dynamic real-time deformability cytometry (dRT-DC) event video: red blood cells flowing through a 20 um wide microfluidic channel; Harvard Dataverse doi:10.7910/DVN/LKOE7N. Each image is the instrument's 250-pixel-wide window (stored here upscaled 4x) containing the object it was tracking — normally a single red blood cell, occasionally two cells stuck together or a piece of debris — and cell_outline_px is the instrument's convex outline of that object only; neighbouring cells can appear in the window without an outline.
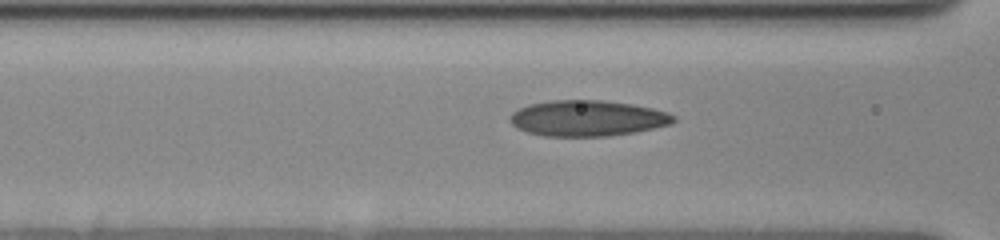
{"species": "human", "species_latin": "Homo sapiens", "temperature_condition": "cold", "stored_images_in_passage": 41, "camera_frame_rate_fps": 3000, "um_per_image_px": 0.085, "donor": {"sex": "female"}, "frame": {"image": 1, "passage_image": 14, "time_ms": 4.333, "image_size_px": [1000, 240], "cell_outline_px": [[676, 120], [672, 124], [636, 132], [608, 136], [544, 136], [528, 132], [516, 128], [508, 120], [508, 116], [512, 112], [528, 104], [552, 100], [604, 100], [632, 104], [652, 108], [668, 112], [676, 116]], "centroid_in_image_um": [49.93, 10.05], "position_along_channel_um": 116.7, "area_um2": 34.45}}
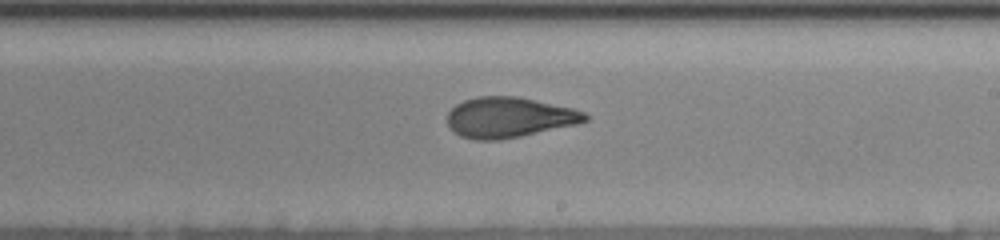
{"frame": {"image": 2, "passage_image": 25, "time_ms": 8.0, "image_size_px": [1000, 240], "cell_outline_px": [[588, 120], [576, 124], [520, 136], [500, 140], [472, 140], [460, 136], [448, 124], [448, 112], [456, 104], [464, 100], [476, 96], [516, 96], [572, 108], [584, 112], [588, 116]], "centroid_in_image_um": [43.25, 9.98], "position_along_channel_um": 245.8, "area_um2": 32.19}}
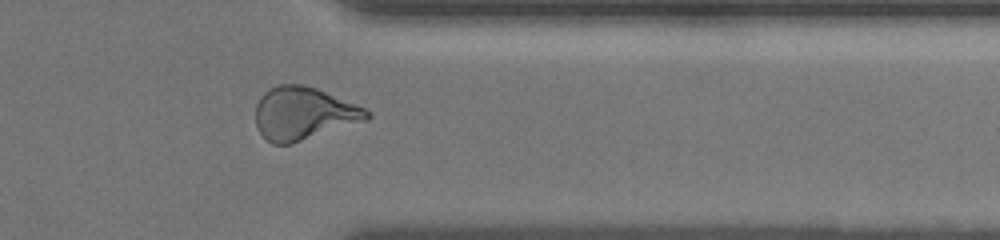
{"frame": {"image": 3, "passage_image": 37, "time_ms": 12.0, "image_size_px": [1000, 240], "cell_outline_px": [[372, 116], [368, 120], [292, 144], [272, 144], [256, 128], [256, 104], [260, 96], [268, 88], [276, 84], [300, 84], [316, 88], [364, 108], [372, 112]], "centroid_in_image_um": [25.79, 9.65], "position_along_channel_um": 385.6, "area_um2": 34.39}}